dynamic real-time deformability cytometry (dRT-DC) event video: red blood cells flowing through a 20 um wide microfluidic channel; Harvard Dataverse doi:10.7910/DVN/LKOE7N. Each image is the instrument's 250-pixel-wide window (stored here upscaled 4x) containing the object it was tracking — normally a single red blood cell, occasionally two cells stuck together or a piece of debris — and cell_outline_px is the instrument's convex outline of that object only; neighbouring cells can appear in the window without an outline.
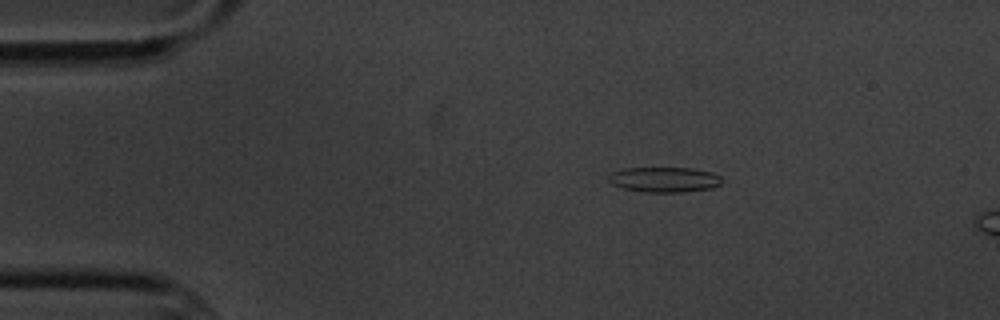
{"species": "common noctule bat (a hibernating species)", "species_latin": "Nyctalus noctula", "temperature_condition": "cold", "stored_images_in_passage": 5, "camera_frame_rate_fps": 3000, "um_per_image_px": 0.085, "animal": {"sex": "male", "body_mass_g": 20.1, "forearm_length_mm": 53.5}, "frame": {"image": 1, "passage_image": 3, "time_ms": 2.333, "image_size_px": [1000, 320], "cell_outline_px": [[720, 184], [712, 188], [680, 192], [644, 192], [624, 188], [612, 184], [608, 180], [608, 176], [612, 172], [624, 168], [692, 168], [712, 172], [720, 176]], "centroid_in_image_um": [56.45, 15.26], "position_along_channel_um": 28.6, "area_um2": 16.53}}